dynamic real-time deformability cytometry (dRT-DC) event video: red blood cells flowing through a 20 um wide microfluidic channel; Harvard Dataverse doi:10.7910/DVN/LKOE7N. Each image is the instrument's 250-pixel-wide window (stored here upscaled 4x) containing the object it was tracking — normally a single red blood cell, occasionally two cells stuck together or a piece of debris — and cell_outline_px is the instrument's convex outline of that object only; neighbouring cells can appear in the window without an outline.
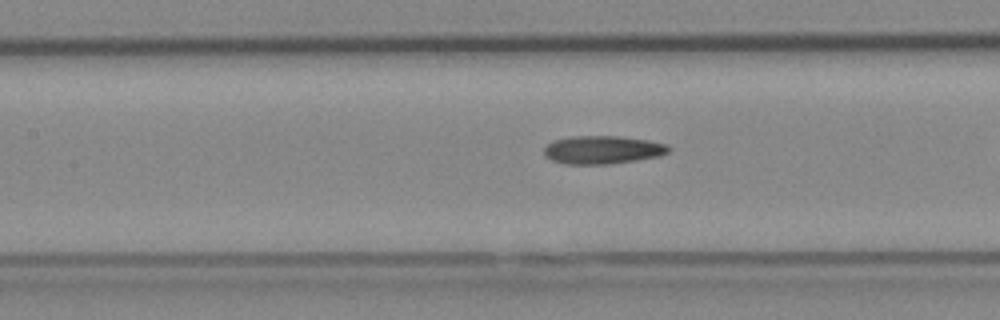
{"species": "Egyptian fruit bat (a non-hibernating species)", "species_latin": "Rousettus aegyptiacus", "temperature_condition": "cold", "stored_images_in_passage": 31, "camera_frame_rate_fps": 3000, "um_per_image_px": 0.085, "animal": {"sex": "female"}, "frame": {"image": 1, "passage_image": 14, "time_ms": 4.333, "image_size_px": [1000, 320], "cell_outline_px": [[672, 148], [668, 152], [660, 156], [636, 160], [608, 164], [564, 164], [552, 160], [544, 156], [544, 148], [552, 140], [572, 136], [620, 136], [648, 140], [668, 144]], "centroid_in_image_um": [51.22, 12.73], "position_along_channel_um": 156.2, "area_um2": 20.63}}